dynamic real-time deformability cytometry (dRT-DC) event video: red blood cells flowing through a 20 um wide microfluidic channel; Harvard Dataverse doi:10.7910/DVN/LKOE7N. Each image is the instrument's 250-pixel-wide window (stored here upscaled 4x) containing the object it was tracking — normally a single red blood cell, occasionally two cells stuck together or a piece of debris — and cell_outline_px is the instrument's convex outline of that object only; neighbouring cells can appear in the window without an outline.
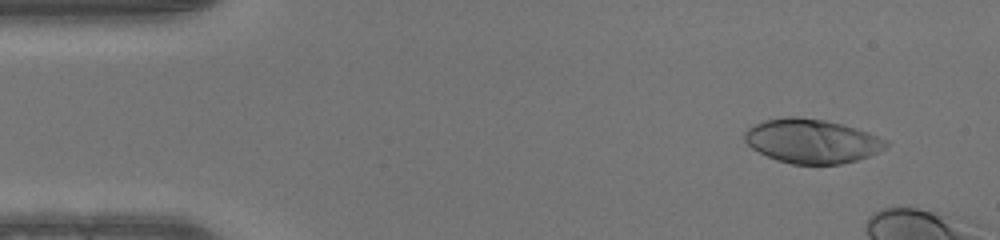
{"species": "human", "species_latin": "Homo sapiens", "temperature_condition": "warm", "stored_images_in_passage": 12, "camera_frame_rate_fps": 3000, "um_per_image_px": 0.085, "donor": {"sex": "male"}, "frame": {"image": 1, "passage_image": 4, "time_ms": 1.0, "image_size_px": [1000, 240], "cell_outline_px": [[888, 148], [868, 156], [856, 160], [840, 164], [792, 164], [776, 160], [752, 148], [744, 140], [744, 132], [748, 128], [764, 120], [784, 116], [796, 116], [824, 120], [856, 128], [868, 132], [888, 140]], "centroid_in_image_um": [69.01, 11.99], "position_along_channel_um": 16.0, "area_um2": 36.36}}